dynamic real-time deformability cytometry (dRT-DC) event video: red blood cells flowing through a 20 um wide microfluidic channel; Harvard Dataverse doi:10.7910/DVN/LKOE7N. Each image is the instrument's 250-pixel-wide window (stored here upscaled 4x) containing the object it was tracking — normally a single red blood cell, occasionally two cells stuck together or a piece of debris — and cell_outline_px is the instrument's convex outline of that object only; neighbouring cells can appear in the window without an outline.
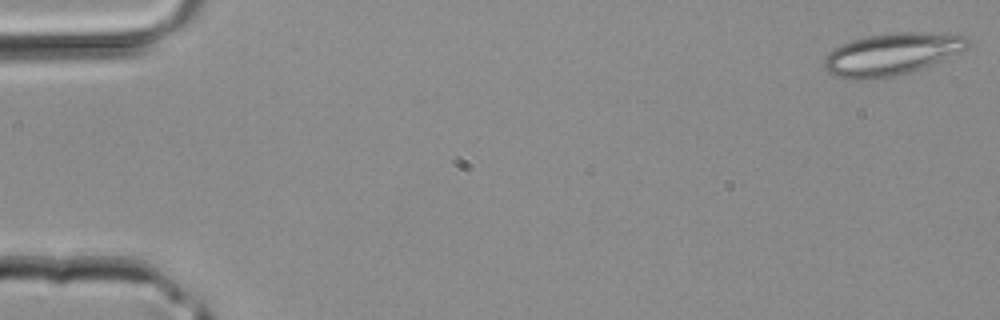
{"species": "common noctule bat (a hibernating species)", "species_latin": "Nyctalus noctula", "temperature_condition": "room temperature", "stored_images_in_passage": 42, "camera_frame_rate_fps": 3000, "um_per_image_px": 0.085, "animal": {"sex": "male", "body_mass_g": 20.4}, "frame": {"image": 1, "passage_image": 1, "time_ms": 0.0, "image_size_px": [1000, 320], "cell_outline_px": [[968, 44], [964, 48], [928, 64], [908, 72], [888, 76], [860, 80], [852, 80], [832, 76], [824, 68], [824, 56], [832, 48], [840, 44], [852, 40], [868, 36], [896, 32], [928, 32], [968, 36]], "centroid_in_image_um": [75.64, 4.59], "position_along_channel_um": 9.4, "area_um2": 34.45}}
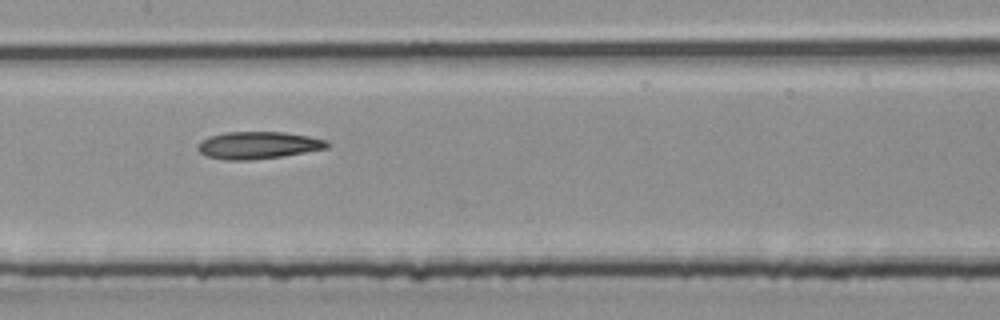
{"frame": {"image": 2, "passage_image": 21, "time_ms": 6.667, "image_size_px": [1000, 320], "cell_outline_px": [[332, 144], [328, 148], [280, 156], [248, 160], [224, 160], [208, 156], [200, 152], [196, 148], [196, 144], [200, 140], [208, 136], [224, 132], [284, 132], [308, 136], [328, 140]], "centroid_in_image_um": [21.92, 12.33], "position_along_channel_um": 185.5, "area_um2": 20.63}}
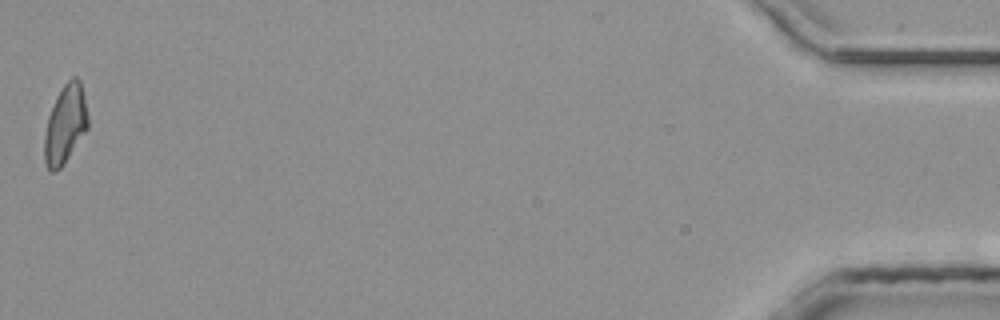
{"frame": {"image": 3, "passage_image": 42, "time_ms": 13.667, "image_size_px": [1000, 320], "cell_outline_px": [[88, 128], [64, 164], [56, 172], [52, 172], [48, 168], [44, 160], [44, 132], [48, 116], [56, 96], [64, 84], [72, 76], [76, 76], [80, 80], [84, 96], [88, 116]], "centroid_in_image_um": [5.54, 10.57], "position_along_channel_um": 429.7, "area_um2": 20.06}}